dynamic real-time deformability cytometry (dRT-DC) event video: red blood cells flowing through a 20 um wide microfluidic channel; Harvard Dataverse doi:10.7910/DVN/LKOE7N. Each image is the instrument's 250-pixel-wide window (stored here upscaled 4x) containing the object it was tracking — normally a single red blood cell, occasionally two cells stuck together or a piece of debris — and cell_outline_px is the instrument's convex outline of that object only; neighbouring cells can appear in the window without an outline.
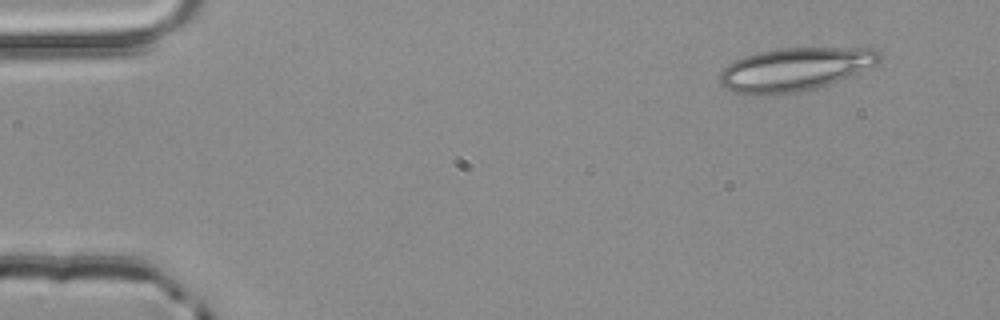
{"species": "common noctule bat (a hibernating species)", "species_latin": "Nyctalus noctula", "temperature_condition": "room temperature", "stored_images_in_passage": 3, "camera_frame_rate_fps": 3000, "um_per_image_px": 0.085, "animal": {"sex": "male", "body_mass_g": 20.4}, "frame": {"image": 1, "passage_image": 1, "time_ms": 0.0, "image_size_px": [1000, 320], "cell_outline_px": [[884, 56], [876, 64], [840, 80], [816, 88], [800, 92], [768, 96], [756, 96], [732, 92], [724, 88], [720, 84], [720, 72], [728, 64], [744, 56], [776, 48], [876, 48]], "centroid_in_image_um": [67.54, 5.91], "position_along_channel_um": 17.5, "area_um2": 40.63}}